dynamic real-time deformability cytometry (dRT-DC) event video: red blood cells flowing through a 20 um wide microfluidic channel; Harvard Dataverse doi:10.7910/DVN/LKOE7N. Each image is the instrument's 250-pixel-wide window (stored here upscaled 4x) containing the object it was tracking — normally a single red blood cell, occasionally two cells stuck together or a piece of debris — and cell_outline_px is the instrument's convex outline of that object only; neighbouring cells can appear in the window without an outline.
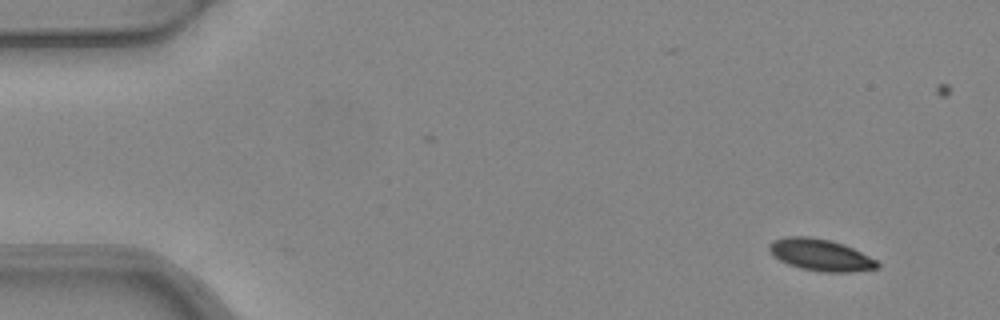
{"species": "common noctule bat (a hibernating species)", "species_latin": "Nyctalus noctula", "temperature_condition": "warm", "stored_images_in_passage": 2, "camera_frame_rate_fps": 3000, "um_per_image_px": 0.085, "animal": {"sex": "female", "body_mass_g": 24.6, "forearm_length_mm": 56.2}, "frame": {"image": 1, "passage_image": 2, "time_ms": 0.333, "image_size_px": [1000, 320], "cell_outline_px": [[880, 268], [852, 272], [824, 272], [800, 268], [788, 264], [780, 260], [768, 248], [776, 240], [788, 236], [808, 236], [832, 240], [844, 244], [876, 260], [880, 264]], "centroid_in_image_um": [69.81, 21.67], "position_along_channel_um": 15.2, "area_um2": 19.77}}